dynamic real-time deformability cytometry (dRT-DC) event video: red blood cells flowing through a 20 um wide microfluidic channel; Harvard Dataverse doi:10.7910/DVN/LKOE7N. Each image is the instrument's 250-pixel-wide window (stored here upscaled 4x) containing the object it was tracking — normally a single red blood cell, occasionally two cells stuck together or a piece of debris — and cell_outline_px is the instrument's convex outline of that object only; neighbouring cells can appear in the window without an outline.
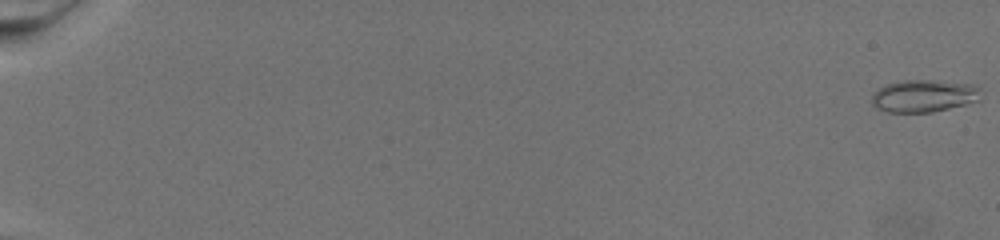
{"species": "common noctule bat (a hibernating species)", "species_latin": "Nyctalus noctula", "temperature_condition": "warm", "stored_images_in_passage": 74, "camera_frame_rate_fps": 3000, "um_per_image_px": 0.085, "animal": {"sex": "female", "body_mass_g": 19.5, "forearm_length_mm": 54.1}, "frame": {"image": 1, "passage_image": 1, "time_ms": 0.0, "image_size_px": [1000, 240], "cell_outline_px": [[980, 100], [932, 112], [888, 112], [876, 108], [872, 104], [872, 92], [888, 84], [904, 80], [932, 80], [976, 84], [980, 88]], "centroid_in_image_um": [78.54, 8.14], "position_along_channel_um": 6.5, "area_um2": 20.58}}
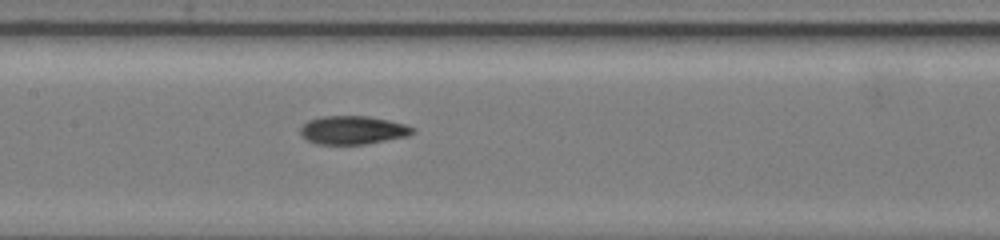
{"frame": {"image": 2, "passage_image": 41, "time_ms": 13.333, "image_size_px": [1000, 240], "cell_outline_px": [[416, 132], [408, 136], [364, 144], [316, 144], [308, 140], [300, 132], [300, 128], [308, 120], [320, 116], [368, 116], [388, 120], [404, 124], [416, 128]], "centroid_in_image_um": [30.01, 11.05], "position_along_channel_um": 177.4, "area_um2": 18.55}}
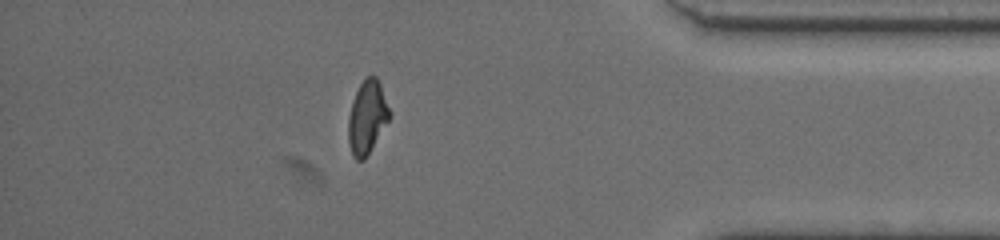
{"frame": {"image": 3, "passage_image": 66, "time_ms": 21.667, "image_size_px": [1000, 240], "cell_outline_px": [[388, 120], [364, 160], [356, 160], [352, 156], [348, 140], [348, 116], [356, 92], [360, 84], [368, 76], [376, 76], [380, 84], [388, 108]], "centroid_in_image_um": [31.16, 9.99], "position_along_channel_um": 404.0, "area_um2": 16.94}}